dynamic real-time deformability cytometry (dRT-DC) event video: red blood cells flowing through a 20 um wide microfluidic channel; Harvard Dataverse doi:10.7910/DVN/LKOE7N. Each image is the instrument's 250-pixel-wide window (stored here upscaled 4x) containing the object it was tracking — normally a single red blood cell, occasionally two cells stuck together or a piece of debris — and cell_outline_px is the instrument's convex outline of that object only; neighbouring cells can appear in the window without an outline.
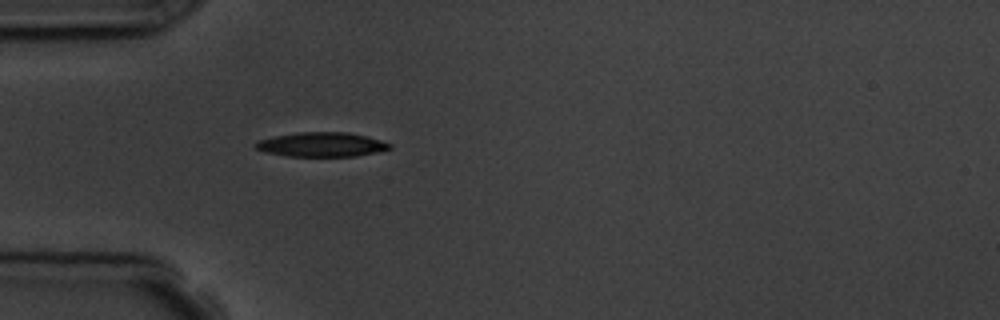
{"species": "common noctule bat (a hibernating species)", "species_latin": "Nyctalus noctula", "temperature_condition": "room temperature", "stored_images_in_passage": 4, "camera_frame_rate_fps": 3000, "um_per_image_px": 0.085, "animal": {"sex": "male", "body_mass_g": 19.5, "forearm_length_mm": 54.6}, "frame": {"image": 1, "passage_image": 4, "time_ms": 4.333, "image_size_px": [1000, 320], "cell_outline_px": [[392, 148], [376, 152], [356, 156], [288, 156], [264, 152], [256, 148], [252, 144], [256, 140], [296, 132], [348, 132], [368, 136], [392, 144]], "centroid_in_image_um": [27.31, 12.28], "position_along_channel_um": 57.7, "area_um2": 19.19}}